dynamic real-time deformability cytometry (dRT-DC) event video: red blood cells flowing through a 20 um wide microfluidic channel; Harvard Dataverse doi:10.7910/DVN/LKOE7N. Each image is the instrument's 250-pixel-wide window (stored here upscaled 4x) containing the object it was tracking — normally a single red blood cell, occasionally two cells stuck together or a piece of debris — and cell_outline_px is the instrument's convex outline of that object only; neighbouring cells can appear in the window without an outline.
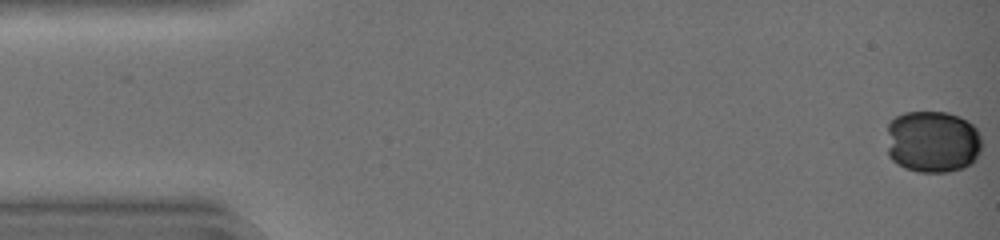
{"species": "common noctule bat (a hibernating species)", "species_latin": "Nyctalus noctula", "temperature_condition": "warm", "stored_images_in_passage": 43, "camera_frame_rate_fps": 3000, "um_per_image_px": 0.085, "animal": {"sex": "female", "body_mass_g": 19.0, "forearm_length_mm": 51.5}, "frame": {"image": 1, "passage_image": 1, "time_ms": 0.0, "image_size_px": [1000, 240], "cell_outline_px": [[980, 152], [976, 160], [972, 164], [964, 168], [948, 172], [920, 172], [904, 168], [896, 164], [888, 156], [888, 124], [896, 116], [904, 112], [948, 112], [960, 116], [968, 120], [976, 128], [980, 136]], "centroid_in_image_um": [79.28, 12.05], "position_along_channel_um": 5.7, "area_um2": 34.91}}
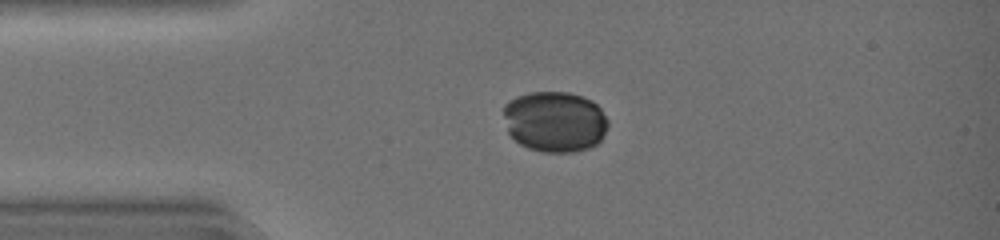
{"frame": {"image": 2, "passage_image": 11, "time_ms": 3.333, "image_size_px": [1000, 240], "cell_outline_px": [[608, 128], [600, 140], [596, 144], [588, 148], [576, 152], [540, 152], [528, 148], [520, 144], [508, 132], [504, 116], [504, 104], [508, 100], [516, 96], [528, 92], [568, 92], [592, 100], [600, 108], [608, 120]], "centroid_in_image_um": [47.16, 10.33], "position_along_channel_um": 37.8, "area_um2": 37.22}}